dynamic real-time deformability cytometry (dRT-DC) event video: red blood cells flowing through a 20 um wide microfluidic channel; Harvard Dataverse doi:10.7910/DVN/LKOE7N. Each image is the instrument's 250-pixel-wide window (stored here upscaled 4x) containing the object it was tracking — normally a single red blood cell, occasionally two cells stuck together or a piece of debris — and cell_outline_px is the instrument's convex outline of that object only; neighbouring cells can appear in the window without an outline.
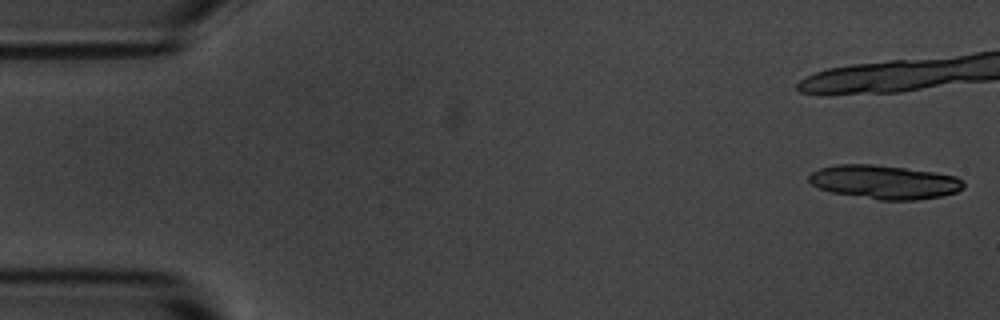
{"species": "common noctule bat (a hibernating species)", "species_latin": "Nyctalus noctula", "temperature_condition": "room temperature", "stored_images_in_passage": 7, "camera_frame_rate_fps": 3000, "um_per_image_px": 0.085, "animal": {"sex": "male", "body_mass_g": 20.1, "forearm_length_mm": 53.5}, "frame": {"image": 1, "passage_image": 1, "time_ms": 0.0, "image_size_px": [1000, 320], "cell_outline_px": [[964, 188], [956, 192], [940, 196], [916, 200], [880, 200], [832, 192], [820, 188], [812, 184], [808, 180], [808, 176], [812, 172], [820, 168], [836, 164], [876, 164], [936, 172], [956, 176], [964, 180]], "centroid_in_image_um": [75.2, 15.46], "position_along_channel_um": 9.8, "area_um2": 30.52}}